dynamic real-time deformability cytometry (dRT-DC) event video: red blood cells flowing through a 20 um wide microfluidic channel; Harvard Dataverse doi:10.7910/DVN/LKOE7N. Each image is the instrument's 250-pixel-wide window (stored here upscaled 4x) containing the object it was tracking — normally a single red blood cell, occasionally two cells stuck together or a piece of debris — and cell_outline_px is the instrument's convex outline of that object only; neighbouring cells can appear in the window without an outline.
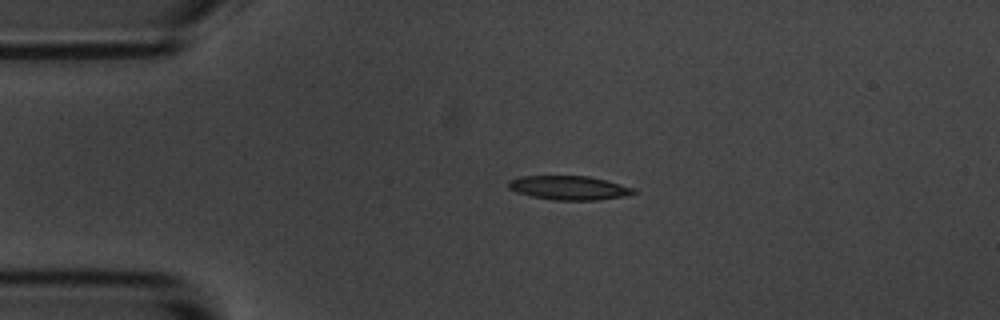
{"species": "common noctule bat (a hibernating species)", "species_latin": "Nyctalus noctula", "temperature_condition": "room temperature", "stored_images_in_passage": 45, "camera_frame_rate_fps": 3000, "um_per_image_px": 0.085, "animal": {"sex": "male", "body_mass_g": 20.1, "forearm_length_mm": 53.5}, "frame": {"image": 1, "passage_image": 1, "time_ms": 0.0, "image_size_px": [1000, 320], "cell_outline_px": [[636, 192], [624, 196], [596, 200], [552, 200], [532, 196], [516, 192], [508, 188], [508, 180], [520, 176], [588, 176], [620, 184], [632, 188]], "centroid_in_image_um": [48.3, 15.96], "position_along_channel_um": 36.7, "area_um2": 17.34}}
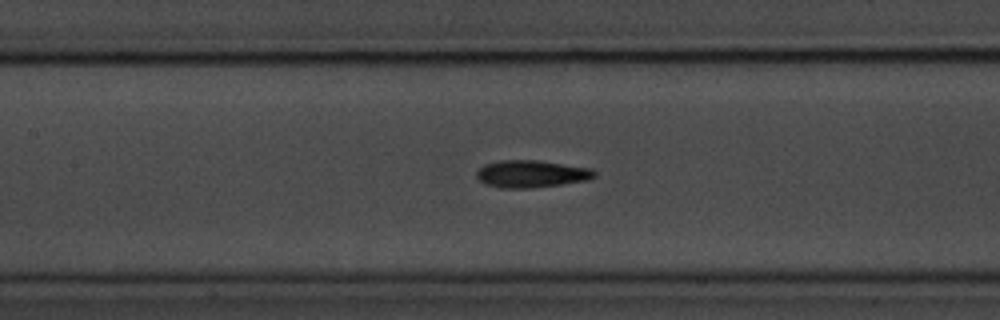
{"frame": {"image": 2, "passage_image": 14, "time_ms": 4.333, "image_size_px": [1000, 320], "cell_outline_px": [[596, 176], [588, 180], [560, 184], [528, 188], [500, 188], [484, 184], [476, 180], [476, 172], [484, 164], [500, 160], [536, 160], [592, 168], [596, 172]], "centroid_in_image_um": [45.12, 14.78], "position_along_channel_um": 162.3, "area_um2": 18.84}}
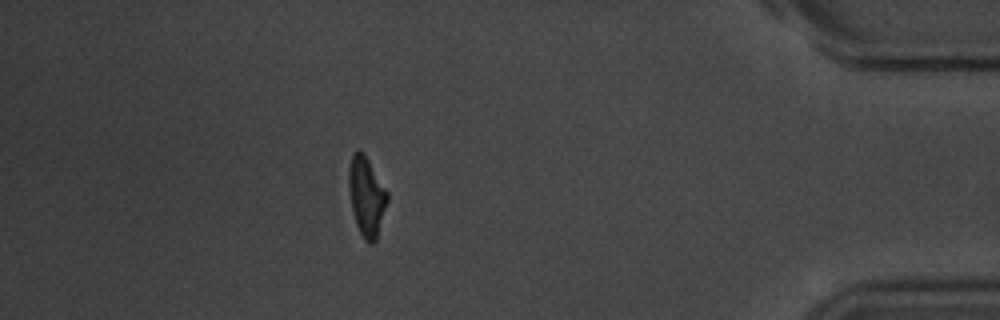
{"frame": {"image": 3, "passage_image": 38, "time_ms": 12.333, "image_size_px": [1000, 320], "cell_outline_px": [[388, 200], [376, 240], [372, 244], [368, 244], [364, 240], [356, 224], [352, 212], [348, 184], [348, 168], [352, 152], [356, 148], [364, 152], [388, 192]], "centroid_in_image_um": [31.13, 16.66], "position_along_channel_um": 404.1, "area_um2": 18.09}, "authors_computed_cell_mechanics": {"area_um2": 17.9758, "velocity_mm_per_s": 3.6084, "shape_relaxation_time_tau1_ms": 3.3115, "shape_relaxation_time_tau2_ms": 2.8801, "deformation_change_tau1": 0.1402, "deformation_change_tau2": 0.1108}}